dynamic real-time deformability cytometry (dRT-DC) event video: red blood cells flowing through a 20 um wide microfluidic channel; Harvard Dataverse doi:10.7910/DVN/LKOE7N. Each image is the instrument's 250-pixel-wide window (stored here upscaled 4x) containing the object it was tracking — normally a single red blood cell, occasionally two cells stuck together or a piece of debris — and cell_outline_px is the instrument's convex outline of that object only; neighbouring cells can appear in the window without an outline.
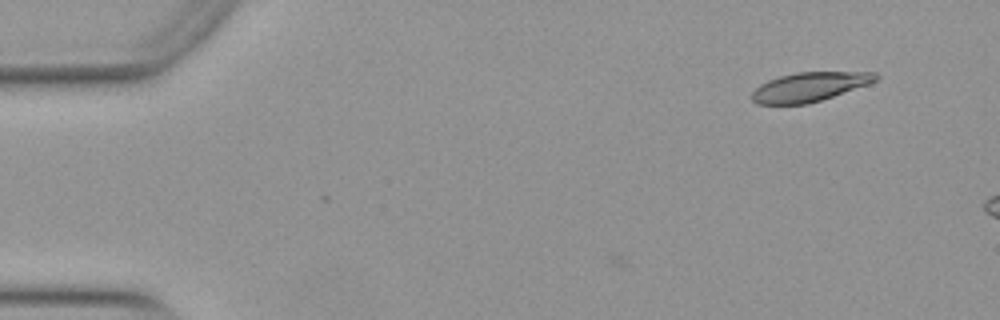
{"species": "Egyptian fruit bat (a non-hibernating species)", "species_latin": "Rousettus aegyptiacus", "temperature_condition": "warm", "stored_images_in_passage": 8, "camera_frame_rate_fps": 3000, "um_per_image_px": 0.085, "animal": {"sex": "female"}, "frame": {"image": 1, "passage_image": 8, "time_ms": 2.333, "image_size_px": [1000, 320], "cell_outline_px": [[880, 76], [876, 80], [868, 84], [808, 104], [756, 104], [752, 100], [752, 92], [760, 84], [768, 80], [780, 76], [796, 72], [876, 72]], "centroid_in_image_um": [68.78, 7.38], "position_along_channel_um": 16.2, "area_um2": 20.87}}